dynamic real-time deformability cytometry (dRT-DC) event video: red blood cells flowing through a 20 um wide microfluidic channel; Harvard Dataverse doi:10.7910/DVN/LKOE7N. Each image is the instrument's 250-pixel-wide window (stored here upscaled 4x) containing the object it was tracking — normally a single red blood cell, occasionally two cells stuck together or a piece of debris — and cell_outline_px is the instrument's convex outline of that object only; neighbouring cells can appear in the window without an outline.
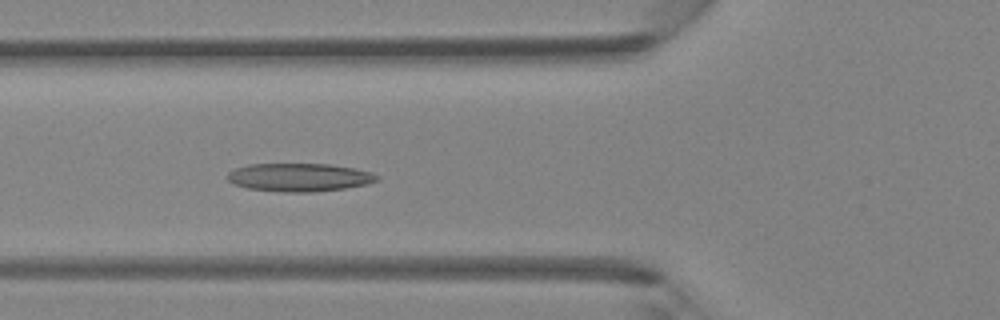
{"species": "Egyptian fruit bat (a non-hibernating species)", "species_latin": "Rousettus aegyptiacus", "temperature_condition": "room temperature", "stored_images_in_passage": 43, "camera_frame_rate_fps": 3000, "um_per_image_px": 0.085, "animal": {"sex": "female"}, "frame": {"image": 1, "passage_image": 16, "time_ms": 5.0, "image_size_px": [1000, 320], "cell_outline_px": [[380, 180], [368, 184], [344, 188], [312, 192], [280, 192], [248, 188], [232, 184], [228, 180], [228, 172], [236, 168], [248, 164], [332, 164], [372, 172], [380, 176]], "centroid_in_image_um": [25.46, 15.07], "position_along_channel_um": 100.3, "area_um2": 24.68}}
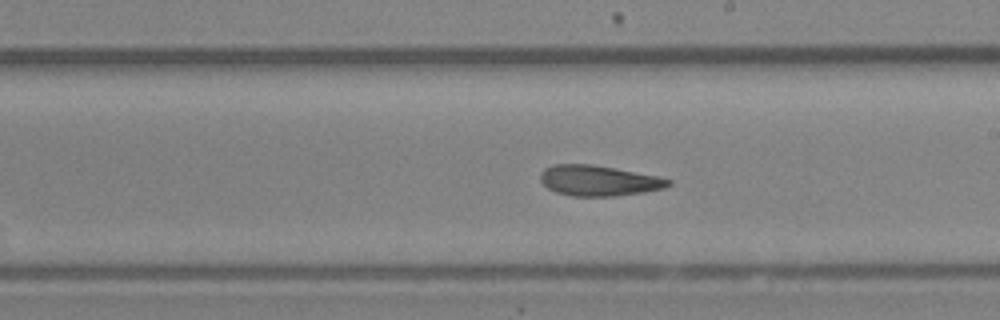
{"frame": {"image": 2, "passage_image": 25, "time_ms": 8.0, "image_size_px": [1000, 320], "cell_outline_px": [[672, 184], [664, 188], [644, 192], [616, 196], [572, 196], [556, 192], [548, 188], [540, 180], [540, 172], [544, 168], [552, 164], [592, 164], [660, 176], [672, 180]], "centroid_in_image_um": [50.9, 15.34], "position_along_channel_um": 238.1, "area_um2": 22.95}}
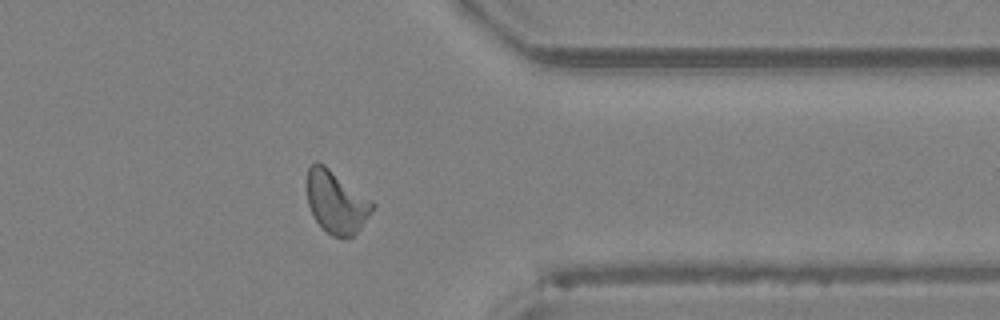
{"frame": {"image": 3, "passage_image": 35, "time_ms": 11.333, "image_size_px": [1000, 320], "cell_outline_px": [[376, 204], [372, 212], [360, 228], [352, 236], [332, 236], [316, 220], [308, 204], [308, 168], [316, 160], [324, 164], [372, 200]], "centroid_in_image_um": [28.61, 17.14], "position_along_channel_um": 382.8, "area_um2": 23.41}}